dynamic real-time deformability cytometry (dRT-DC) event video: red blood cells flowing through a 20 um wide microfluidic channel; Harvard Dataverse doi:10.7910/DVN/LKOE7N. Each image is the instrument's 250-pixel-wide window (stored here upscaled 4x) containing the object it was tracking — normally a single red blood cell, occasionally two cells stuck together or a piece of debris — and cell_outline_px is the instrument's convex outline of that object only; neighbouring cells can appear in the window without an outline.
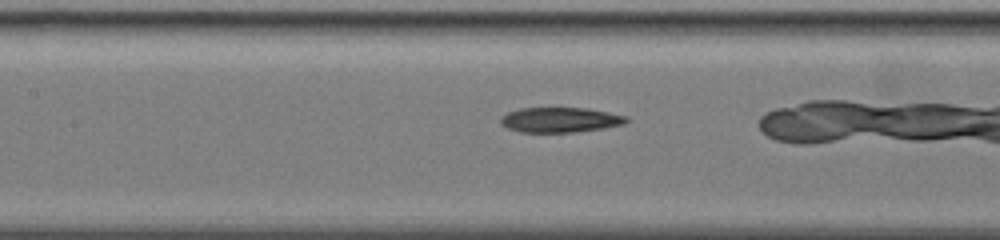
{"species": "common noctule bat (a hibernating species)", "species_latin": "Nyctalus noctula", "temperature_condition": "warm", "stored_images_in_passage": 55, "camera_frame_rate_fps": 3000, "um_per_image_px": 0.085, "animal": {"sex": "female", "body_mass_g": 19.5, "forearm_length_mm": 54.1}, "frame": {"image": 1, "passage_image": 33, "time_ms": 10.667, "image_size_px": [1000, 240], "cell_outline_px": [[628, 120], [624, 124], [604, 128], [576, 132], [520, 132], [508, 128], [500, 124], [500, 116], [508, 112], [520, 108], [588, 108], [628, 116]], "centroid_in_image_um": [47.6, 10.19], "position_along_channel_um": 159.8, "area_um2": 18.44}}
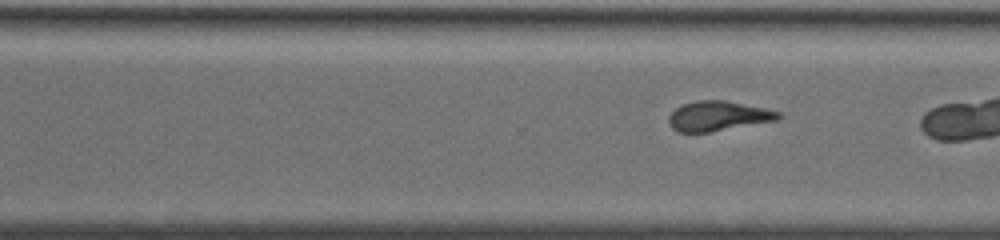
{"frame": {"image": 2, "passage_image": 48, "time_ms": 15.667, "image_size_px": [1000, 240], "cell_outline_px": [[784, 116], [780, 120], [708, 132], [676, 132], [668, 124], [668, 116], [676, 108], [684, 104], [700, 100], [724, 100], [764, 108], [780, 112]], "centroid_in_image_um": [61.06, 9.87], "position_along_channel_um": 309.5, "area_um2": 19.07}}
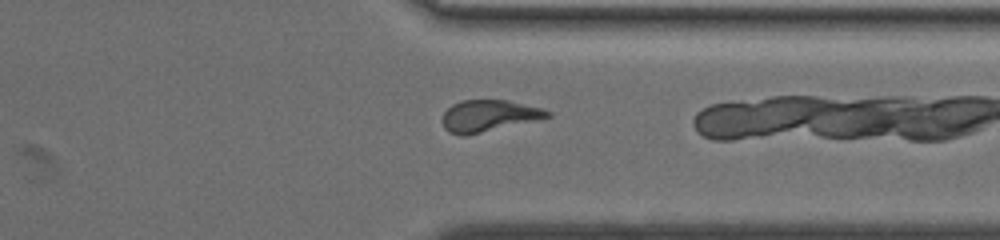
{"frame": {"image": 3, "passage_image": 54, "time_ms": 17.667, "image_size_px": [1000, 240], "cell_outline_px": [[552, 116], [464, 136], [460, 136], [448, 132], [444, 128], [444, 112], [452, 104], [460, 100], [508, 100], [540, 108], [552, 112]], "centroid_in_image_um": [41.52, 9.83], "position_along_channel_um": 369.9, "area_um2": 19.02}}